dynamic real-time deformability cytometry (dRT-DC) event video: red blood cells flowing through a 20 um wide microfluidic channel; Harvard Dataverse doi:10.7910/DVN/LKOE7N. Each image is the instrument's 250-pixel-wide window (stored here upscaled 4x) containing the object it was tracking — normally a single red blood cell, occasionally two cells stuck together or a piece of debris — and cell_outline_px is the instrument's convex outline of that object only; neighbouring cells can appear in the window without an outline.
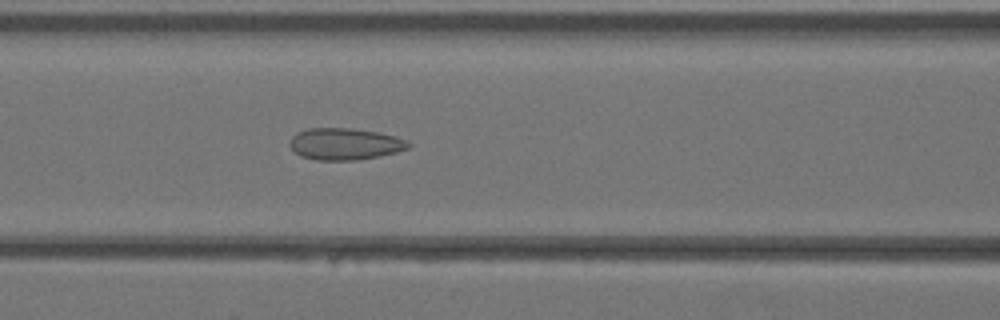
{"species": "Egyptian fruit bat (a non-hibernating species)", "species_latin": "Rousettus aegyptiacus", "temperature_condition": "warm", "stored_images_in_passage": 39, "camera_frame_rate_fps": 3000, "um_per_image_px": 0.085, "animal": {"sex": "female"}, "frame": {"image": 1, "passage_image": 16, "time_ms": 5.0, "image_size_px": [1000, 320], "cell_outline_px": [[412, 144], [408, 148], [396, 152], [380, 156], [356, 160], [316, 160], [300, 156], [288, 144], [292, 136], [296, 132], [308, 128], [352, 128], [376, 132], [396, 136], [408, 140]], "centroid_in_image_um": [29.31, 12.23], "position_along_channel_um": 137.3, "area_um2": 22.08}}
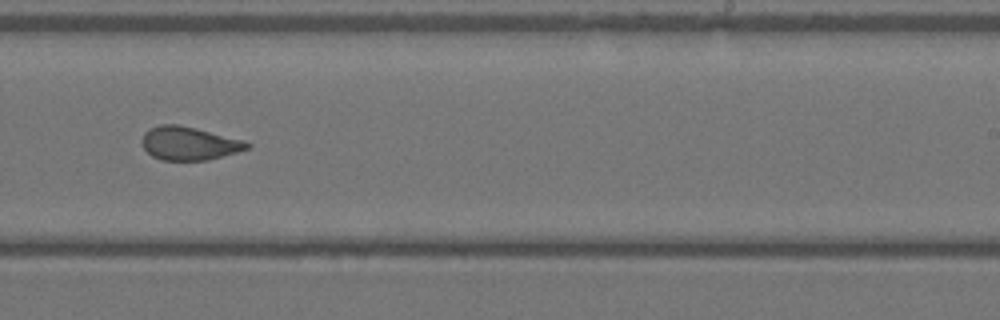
{"frame": {"image": 2, "passage_image": 24, "time_ms": 7.667, "image_size_px": [1000, 320], "cell_outline_px": [[252, 148], [208, 160], [160, 160], [152, 156], [140, 144], [140, 140], [144, 132], [160, 124], [176, 124], [196, 128], [244, 140], [252, 144]], "centroid_in_image_um": [16.08, 12.19], "position_along_channel_um": 272.9, "area_um2": 20.63}}
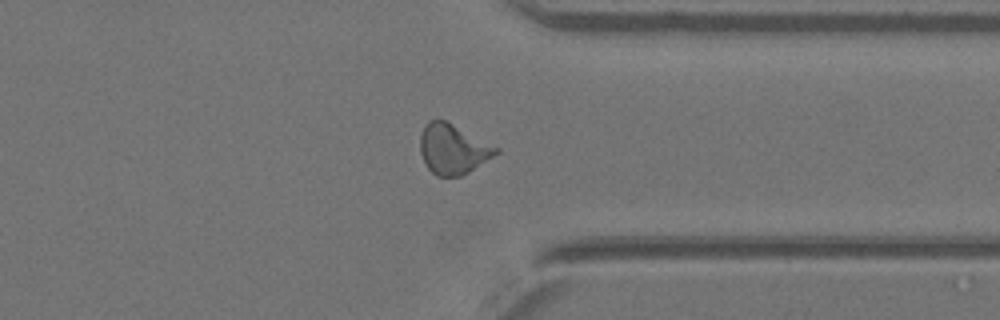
{"frame": {"image": 3, "passage_image": 30, "time_ms": 9.667, "image_size_px": [1000, 320], "cell_outline_px": [[500, 152], [468, 172], [460, 176], [436, 176], [428, 168], [420, 152], [420, 136], [424, 124], [428, 120], [444, 120], [500, 148]], "centroid_in_image_um": [38.49, 12.67], "position_along_channel_um": 372.9, "area_um2": 21.85}}